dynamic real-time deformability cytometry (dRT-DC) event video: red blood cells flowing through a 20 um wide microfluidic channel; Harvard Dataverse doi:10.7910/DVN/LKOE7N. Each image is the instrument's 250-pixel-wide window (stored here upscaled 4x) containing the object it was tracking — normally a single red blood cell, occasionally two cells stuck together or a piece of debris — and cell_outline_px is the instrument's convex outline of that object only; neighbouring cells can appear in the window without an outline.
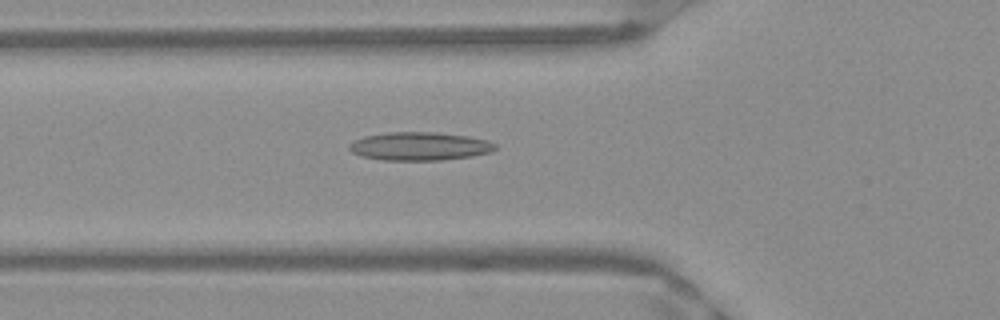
{"species": "Egyptian fruit bat (a non-hibernating species)", "species_latin": "Rousettus aegyptiacus", "temperature_condition": "warm", "stored_images_in_passage": 38, "camera_frame_rate_fps": 3000, "um_per_image_px": 0.085, "frame": {"image": 1, "passage_image": 5, "time_ms": 1.333, "image_size_px": [1000, 320], "cell_outline_px": [[496, 148], [492, 152], [472, 156], [440, 160], [384, 160], [364, 156], [352, 152], [348, 148], [348, 144], [364, 136], [388, 132], [436, 132], [468, 136], [488, 140], [496, 144]], "centroid_in_image_um": [35.69, 12.42], "position_along_channel_um": 90.1, "area_um2": 24.04}}
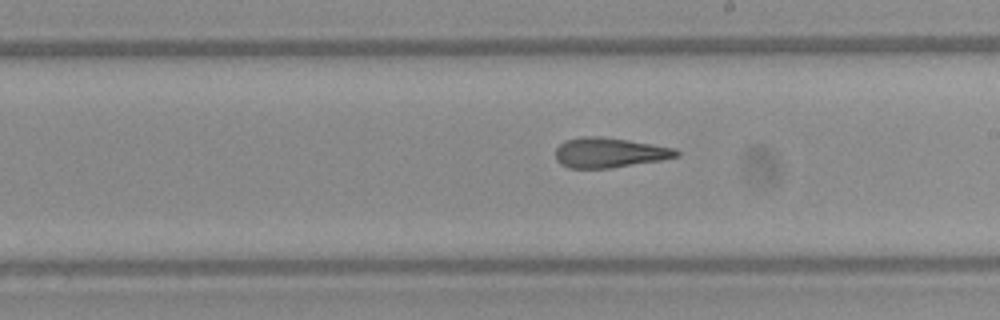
{"frame": {"image": 2, "passage_image": 16, "time_ms": 5.0, "image_size_px": [1000, 320], "cell_outline_px": [[680, 156], [660, 160], [608, 168], [568, 168], [560, 164], [556, 160], [556, 148], [564, 140], [580, 136], [600, 136], [628, 140], [676, 148], [680, 152]], "centroid_in_image_um": [51.77, 12.96], "position_along_channel_um": 237.2, "area_um2": 21.15}}
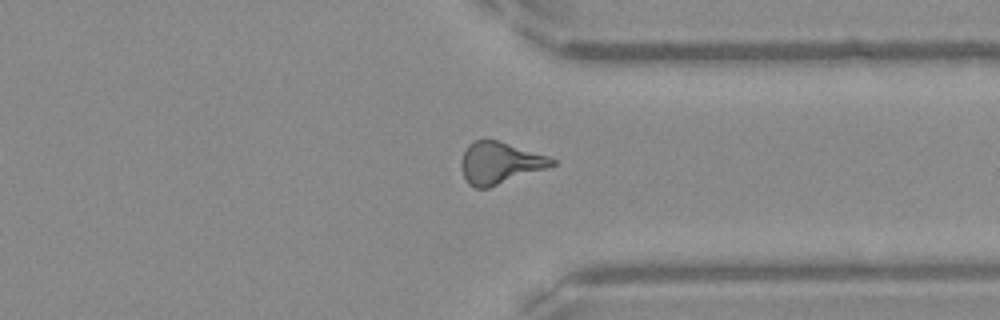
{"frame": {"image": 3, "passage_image": 26, "time_ms": 8.333, "image_size_px": [1000, 320], "cell_outline_px": [[556, 164], [488, 188], [476, 188], [468, 184], [460, 168], [460, 160], [468, 144], [472, 140], [496, 140], [548, 156], [556, 160]], "centroid_in_image_um": [42.42, 13.85], "position_along_channel_um": 369.0, "area_um2": 21.79}, "authors_computed_cell_mechanics": {"area_um2": 21.3571, "velocity_mm_per_s": 3.9834, "shape_relaxation_time_tau1_ms": null, "shape_relaxation_time_tau2_ms": 3.1733, "deformation_change_tau1": null, "deformation_change_tau2": 0.1453}}